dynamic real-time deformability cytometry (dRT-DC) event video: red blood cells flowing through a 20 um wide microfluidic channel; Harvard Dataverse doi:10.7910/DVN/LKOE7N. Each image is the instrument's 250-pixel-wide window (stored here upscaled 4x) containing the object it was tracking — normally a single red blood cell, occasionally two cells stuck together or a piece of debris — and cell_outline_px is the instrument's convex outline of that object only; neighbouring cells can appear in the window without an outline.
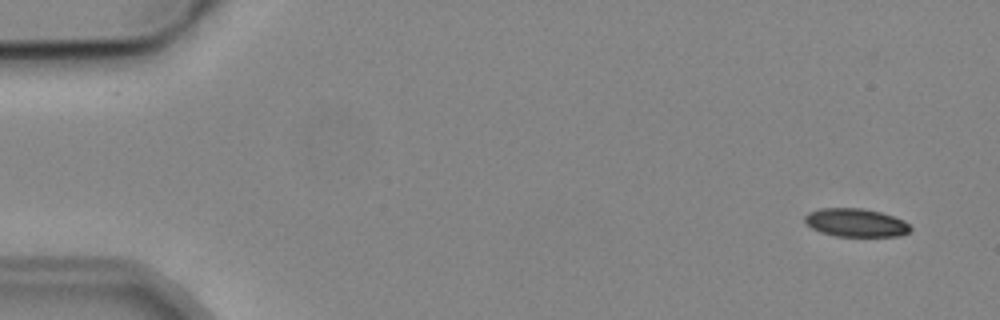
{"species": "common noctule bat (a hibernating species)", "species_latin": "Nyctalus noctula", "temperature_condition": "cold", "stored_images_in_passage": 6, "camera_frame_rate_fps": 3000, "um_per_image_px": 0.085, "animal": {"sex": "male", "body_mass_g": 19.2, "forearm_length_mm": 51.8}, "frame": {"image": 1, "passage_image": 1, "time_ms": 0.0, "image_size_px": [1000, 320], "cell_outline_px": [[912, 228], [908, 232], [900, 236], [836, 236], [820, 232], [812, 228], [804, 220], [804, 216], [808, 212], [820, 208], [860, 208], [880, 212], [904, 220]], "centroid_in_image_um": [72.73, 18.92], "position_along_channel_um": 12.3, "area_um2": 17.34}}